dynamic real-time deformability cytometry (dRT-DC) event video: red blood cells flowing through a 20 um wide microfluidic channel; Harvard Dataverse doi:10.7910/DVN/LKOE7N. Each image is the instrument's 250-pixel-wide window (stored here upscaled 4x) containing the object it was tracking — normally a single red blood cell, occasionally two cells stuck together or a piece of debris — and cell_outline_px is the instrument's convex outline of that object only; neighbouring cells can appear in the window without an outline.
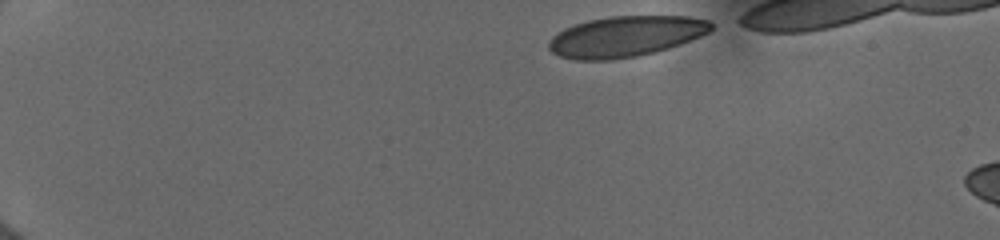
{"species": "human", "species_latin": "Homo sapiens", "temperature_condition": "cold", "stored_images_in_passage": 6, "camera_frame_rate_fps": 3000, "um_per_image_px": 0.085, "donor": {"sex": "female"}, "frame": {"image": 1, "passage_image": 1, "time_ms": 0.0, "image_size_px": [1000, 240], "cell_outline_px": [[712, 28], [708, 32], [700, 36], [680, 44], [656, 52], [636, 56], [612, 60], [572, 60], [560, 56], [552, 52], [548, 48], [548, 40], [552, 36], [564, 28], [588, 20], [608, 16], [688, 16], [708, 20], [712, 24]], "centroid_in_image_um": [53.14, 3.1], "position_along_channel_um": 31.9, "area_um2": 38.61}}